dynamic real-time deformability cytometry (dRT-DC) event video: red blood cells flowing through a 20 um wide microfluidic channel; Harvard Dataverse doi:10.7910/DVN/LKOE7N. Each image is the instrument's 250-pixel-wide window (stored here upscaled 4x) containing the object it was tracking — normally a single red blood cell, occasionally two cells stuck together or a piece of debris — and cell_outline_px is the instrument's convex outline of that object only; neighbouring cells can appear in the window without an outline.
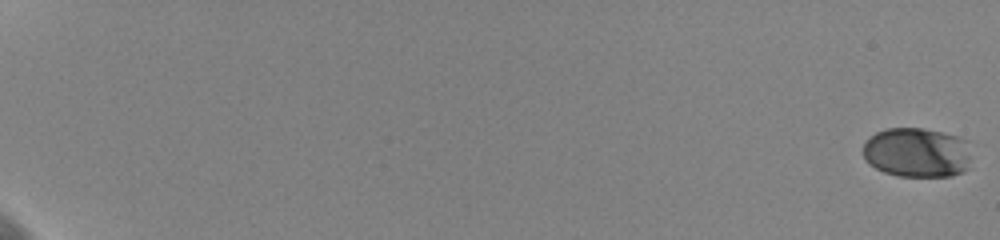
{"species": "human", "species_latin": "Homo sapiens", "temperature_condition": "cold", "stored_images_in_passage": 61, "camera_frame_rate_fps": 3000, "um_per_image_px": 0.085, "donor": {"sex": "female"}, "frame": {"image": 1, "passage_image": 1, "time_ms": 0.0, "image_size_px": [1000, 240], "cell_outline_px": [[968, 168], [964, 172], [952, 176], [900, 176], [884, 172], [868, 164], [864, 156], [864, 144], [876, 132], [884, 128], [920, 128], [960, 136], [968, 140]], "centroid_in_image_um": [77.95, 12.96], "position_along_channel_um": 7.1, "area_um2": 31.39}}
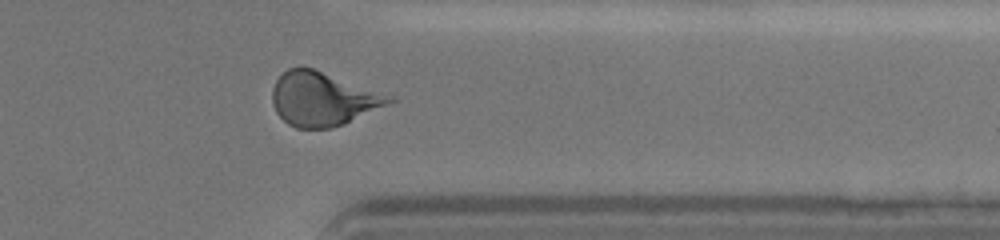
{"frame": {"image": 2, "passage_image": 52, "time_ms": 17.0, "image_size_px": [1000, 240], "cell_outline_px": [[396, 100], [344, 124], [328, 128], [296, 128], [288, 124], [276, 112], [272, 104], [272, 88], [276, 80], [288, 68], [312, 68], [396, 96]], "centroid_in_image_um": [27.45, 8.41], "position_along_channel_um": 384.0, "area_um2": 36.47}}
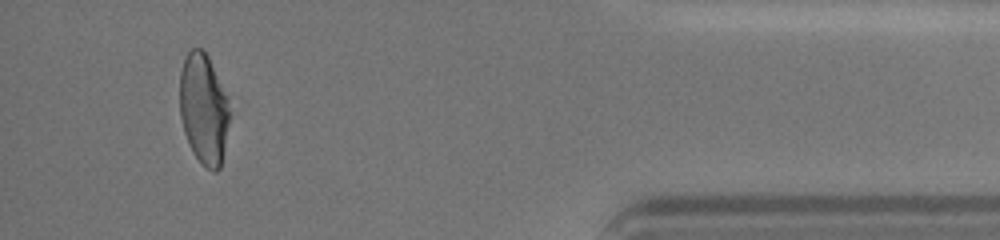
{"frame": {"image": 3, "passage_image": 58, "time_ms": 19.0, "image_size_px": [1000, 240], "cell_outline_px": [[232, 112], [220, 168], [216, 172], [212, 172], [192, 152], [184, 132], [180, 116], [180, 72], [184, 60], [188, 52], [192, 48], [204, 48], [208, 56], [228, 100]], "centroid_in_image_um": [17.33, 9.26], "position_along_channel_um": 417.9, "area_um2": 32.25}, "authors_computed_cell_mechanics": {"area_um2": 35.0846, "velocity_mm_per_s": 3.6, "shape_relaxation_time_tau1_ms": 4.0781, "shape_relaxation_time_tau2_ms": 1.1077, "deformation_change_tau1": 0.1492, "deformation_change_tau2": 0.0622}}